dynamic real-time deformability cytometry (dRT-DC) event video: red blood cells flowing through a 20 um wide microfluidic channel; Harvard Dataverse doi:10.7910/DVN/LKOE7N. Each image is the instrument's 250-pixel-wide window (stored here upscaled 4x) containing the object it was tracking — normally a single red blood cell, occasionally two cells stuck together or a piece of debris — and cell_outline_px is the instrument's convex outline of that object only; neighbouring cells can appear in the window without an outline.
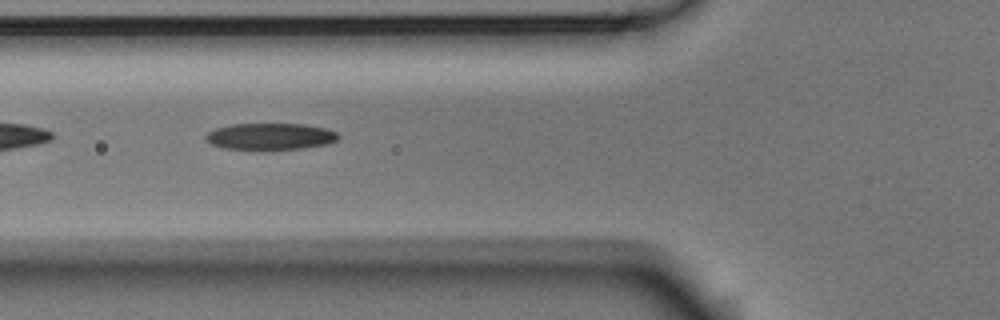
{"species": "Egyptian fruit bat (a non-hibernating species)", "species_latin": "Rousettus aegyptiacus", "temperature_condition": "room temperature", "stored_images_in_passage": 39, "camera_frame_rate_fps": 3000, "um_per_image_px": 0.085, "animal": {"sex": "male"}, "frame": {"image": 1, "passage_image": 5, "time_ms": 1.333, "image_size_px": [1000, 320], "cell_outline_px": [[340, 136], [336, 140], [328, 144], [304, 148], [224, 148], [212, 144], [204, 140], [204, 136], [208, 132], [216, 128], [228, 124], [304, 124], [328, 128], [336, 132]], "centroid_in_image_um": [22.98, 11.57], "position_along_channel_um": 102.8, "area_um2": 20.29}}
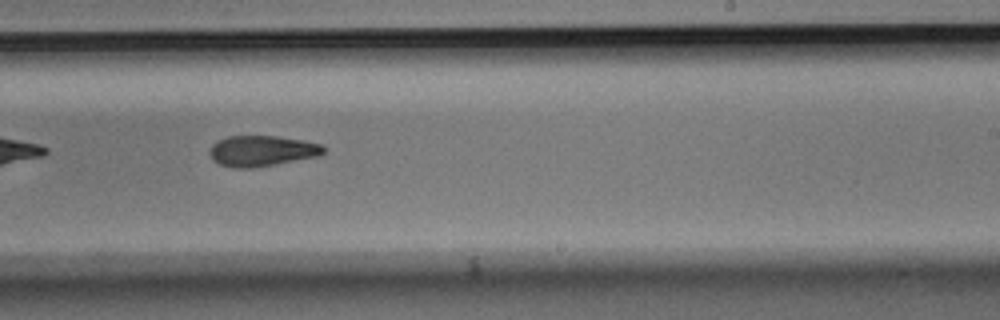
{"frame": {"image": 2, "passage_image": 18, "time_ms": 5.667, "image_size_px": [1000, 320], "cell_outline_px": [[324, 152], [320, 156], [276, 164], [252, 168], [232, 168], [220, 164], [212, 160], [208, 152], [212, 144], [216, 140], [228, 136], [276, 136], [304, 140], [324, 144]], "centroid_in_image_um": [22.25, 12.82], "position_along_channel_um": 266.7, "area_um2": 20.69}}
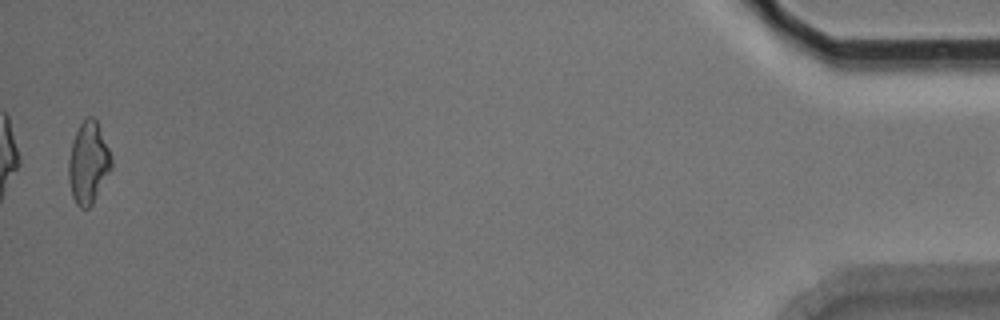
{"frame": {"image": 3, "passage_image": 38, "time_ms": 12.333, "image_size_px": [1000, 320], "cell_outline_px": [[112, 168], [92, 204], [88, 208], [80, 208], [76, 204], [72, 196], [68, 180], [68, 160], [72, 140], [80, 124], [88, 116], [92, 116], [96, 120], [112, 156]], "centroid_in_image_um": [7.5, 13.85], "position_along_channel_um": 427.7, "area_um2": 20.4}}